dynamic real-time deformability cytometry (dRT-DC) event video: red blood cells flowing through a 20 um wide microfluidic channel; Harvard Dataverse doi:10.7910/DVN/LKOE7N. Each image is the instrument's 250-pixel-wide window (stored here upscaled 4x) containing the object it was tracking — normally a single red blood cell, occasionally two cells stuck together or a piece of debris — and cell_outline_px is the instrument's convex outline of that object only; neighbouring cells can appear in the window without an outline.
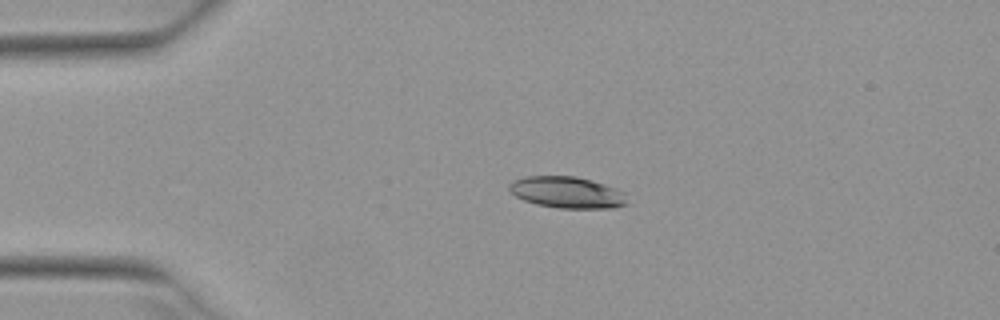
{"species": "Egyptian fruit bat (a non-hibernating species)", "species_latin": "Rousettus aegyptiacus", "temperature_condition": "warm", "stored_images_in_passage": 4, "camera_frame_rate_fps": 3000, "um_per_image_px": 0.085, "animal": {"sex": "female"}, "frame": {"image": 1, "passage_image": 3, "time_ms": 0.667, "image_size_px": [1000, 320], "cell_outline_px": [[628, 204], [612, 208], [556, 208], [536, 204], [524, 200], [516, 196], [508, 188], [508, 184], [512, 180], [524, 176], [576, 176], [604, 184], [616, 188], [624, 192]], "centroid_in_image_um": [48.19, 16.35], "position_along_channel_um": 36.8, "area_um2": 21.73}}